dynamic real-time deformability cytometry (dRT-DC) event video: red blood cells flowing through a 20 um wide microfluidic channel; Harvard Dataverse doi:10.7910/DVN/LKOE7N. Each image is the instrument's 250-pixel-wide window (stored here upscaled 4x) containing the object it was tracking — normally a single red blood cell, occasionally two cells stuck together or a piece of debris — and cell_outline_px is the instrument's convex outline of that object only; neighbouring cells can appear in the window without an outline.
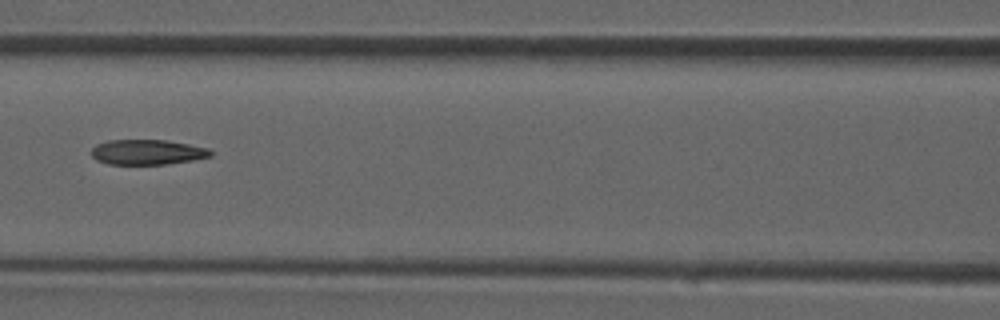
{"species": "common noctule bat (a hibernating species)", "species_latin": "Nyctalus noctula", "temperature_condition": "room temperature", "stored_images_in_passage": 40, "camera_frame_rate_fps": 3000, "um_per_image_px": 0.085, "animal": {"sex": "male", "forearm_length_mm": 52.5}, "frame": {"image": 1, "passage_image": 18, "time_ms": 5.667, "image_size_px": [1000, 320], "cell_outline_px": [[212, 156], [192, 160], [168, 164], [108, 164], [96, 160], [92, 156], [92, 148], [96, 144], [108, 140], [164, 140], [188, 144], [208, 148], [212, 152]], "centroid_in_image_um": [12.51, 12.93], "position_along_channel_um": 154.1, "area_um2": 17.4}}